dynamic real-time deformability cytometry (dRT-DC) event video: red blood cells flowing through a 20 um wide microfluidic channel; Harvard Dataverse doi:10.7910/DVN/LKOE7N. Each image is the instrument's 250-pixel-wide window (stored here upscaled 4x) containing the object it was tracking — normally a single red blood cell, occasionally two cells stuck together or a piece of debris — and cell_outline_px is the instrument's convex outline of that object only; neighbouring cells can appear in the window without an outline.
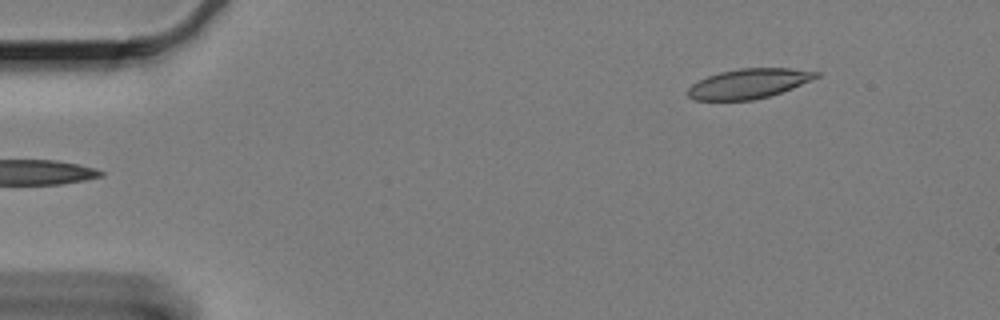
{"species": "Egyptian fruit bat (a non-hibernating species)", "species_latin": "Rousettus aegyptiacus", "temperature_condition": "cold", "stored_images_in_passage": 54, "camera_frame_rate_fps": 3000, "um_per_image_px": 0.085, "animal": {"sex": "female"}, "frame": {"image": 1, "passage_image": 1, "time_ms": 0.0, "image_size_px": [1000, 320], "cell_outline_px": [[820, 76], [812, 80], [792, 88], [768, 96], [752, 100], [692, 100], [684, 92], [692, 84], [708, 76], [720, 72], [740, 68], [788, 68], [820, 72]], "centroid_in_image_um": [63.62, 7.11], "position_along_channel_um": 21.4, "area_um2": 22.2}}
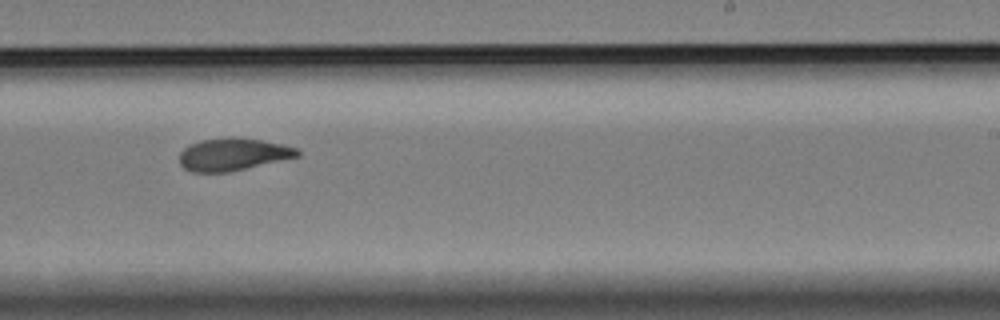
{"frame": {"image": 2, "passage_image": 31, "time_ms": 10.0, "image_size_px": [1000, 320], "cell_outline_px": [[300, 156], [228, 172], [192, 172], [184, 168], [180, 164], [180, 152], [188, 144], [200, 140], [228, 136], [240, 136], [264, 140], [284, 144], [296, 148], [300, 152]], "centroid_in_image_um": [19.8, 13.09], "position_along_channel_um": 269.2, "area_um2": 22.66}}
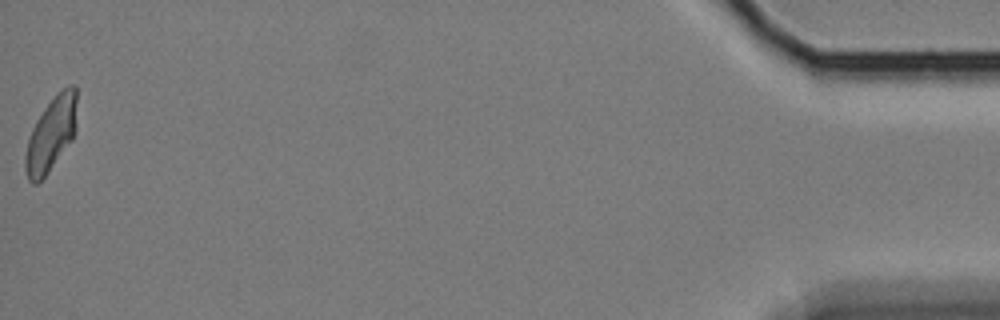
{"frame": {"image": 3, "passage_image": 54, "time_ms": 17.667, "image_size_px": [1000, 320], "cell_outline_px": [[76, 128], [72, 140], [44, 176], [36, 184], [32, 184], [28, 180], [24, 168], [24, 156], [28, 140], [32, 128], [36, 120], [44, 108], [56, 92], [68, 84], [76, 84]], "centroid_in_image_um": [4.34, 11.36], "position_along_channel_um": 430.9, "area_um2": 22.37}, "authors_computed_cell_mechanics": {"area_um2": 22.6865, "velocity_mm_per_s": 3.3037, "shape_relaxation_time_tau1_ms": null, "shape_relaxation_time_tau2_ms": 3.8397, "deformation_change_tau1": null, "deformation_change_tau2": 0.0835}}